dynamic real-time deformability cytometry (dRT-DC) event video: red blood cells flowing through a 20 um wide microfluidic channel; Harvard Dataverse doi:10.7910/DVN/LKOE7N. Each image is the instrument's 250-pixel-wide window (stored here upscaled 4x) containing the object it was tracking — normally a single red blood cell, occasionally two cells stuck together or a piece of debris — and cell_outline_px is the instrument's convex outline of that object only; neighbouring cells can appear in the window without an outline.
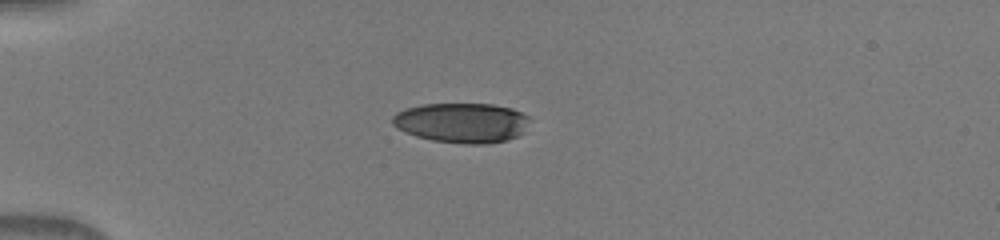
{"species": "human", "species_latin": "Homo sapiens", "temperature_condition": "warm", "stored_images_in_passage": 37, "camera_frame_rate_fps": 3000, "um_per_image_px": 0.085, "donor": {"sex": "male"}, "frame": {"image": 1, "passage_image": 1, "time_ms": 0.0, "image_size_px": [1000, 240], "cell_outline_px": [[528, 120], [524, 132], [508, 140], [488, 144], [464, 144], [432, 140], [416, 136], [404, 132], [396, 128], [392, 124], [392, 116], [396, 112], [420, 104], [492, 104], [512, 108], [528, 116]], "centroid_in_image_um": [39.23, 10.44], "position_along_channel_um": 45.8, "area_um2": 32.02}}
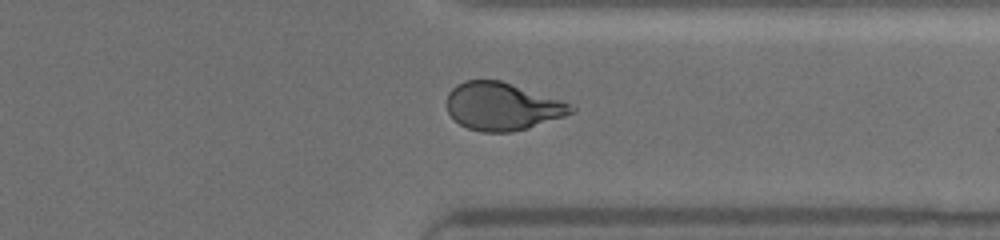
{"frame": {"image": 2, "passage_image": 27, "time_ms": 8.667, "image_size_px": [1000, 240], "cell_outline_px": [[576, 112], [528, 128], [512, 132], [480, 132], [468, 128], [460, 124], [448, 112], [448, 92], [456, 84], [464, 80], [500, 80], [560, 100], [576, 108]], "centroid_in_image_um": [42.68, 9.05], "position_along_channel_um": 368.7, "area_um2": 34.28}}
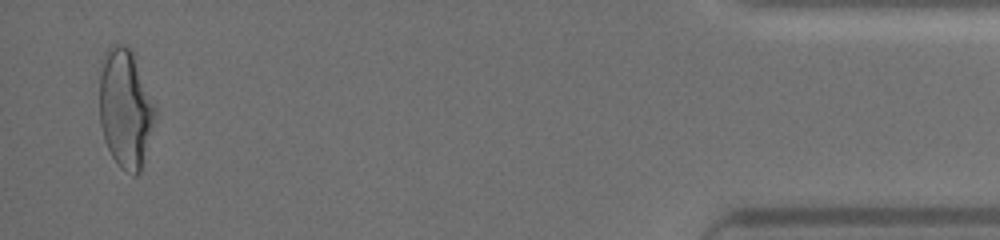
{"frame": {"image": 3, "passage_image": 36, "time_ms": 11.667, "image_size_px": [1000, 240], "cell_outline_px": [[156, 116], [140, 172], [136, 176], [132, 176], [120, 168], [112, 156], [104, 140], [100, 124], [100, 60], [104, 52], [112, 44], [124, 44], [132, 52], [156, 108]], "centroid_in_image_um": [10.64, 9.23], "position_along_channel_um": 424.6, "area_um2": 38.55}}